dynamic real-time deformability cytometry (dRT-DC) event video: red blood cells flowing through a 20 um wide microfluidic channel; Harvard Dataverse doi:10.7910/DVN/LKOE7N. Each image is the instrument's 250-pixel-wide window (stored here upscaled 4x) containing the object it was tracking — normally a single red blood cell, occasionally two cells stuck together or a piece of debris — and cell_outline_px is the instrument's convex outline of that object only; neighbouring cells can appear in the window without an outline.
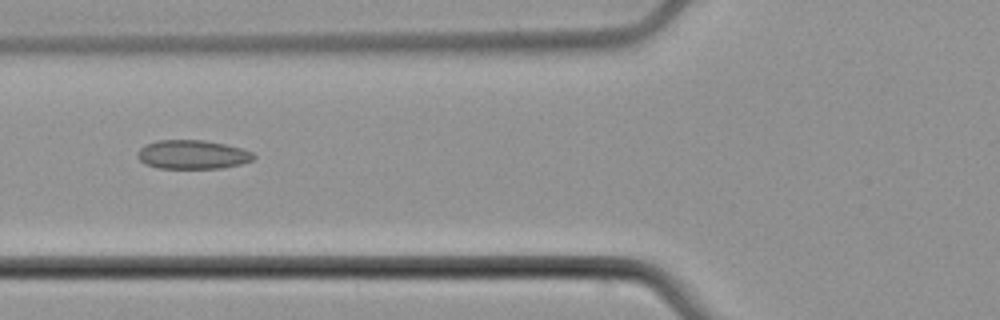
{"species": "common noctule bat (a hibernating species)", "species_latin": "Nyctalus noctula", "temperature_condition": "cold", "stored_images_in_passage": 5, "camera_frame_rate_fps": 3000, "um_per_image_px": 0.085, "animal": {"sex": "male", "body_mass_g": 21.5, "forearm_length_mm": 52.0}, "frame": {"image": 1, "passage_image": 3, "time_ms": 3.333, "image_size_px": [1000, 320], "cell_outline_px": [[256, 156], [252, 160], [240, 164], [224, 168], [156, 168], [144, 164], [136, 156], [136, 152], [144, 144], [156, 140], [204, 140], [224, 144], [240, 148], [252, 152]], "centroid_in_image_um": [16.31, 13.14], "position_along_channel_um": 109.5, "area_um2": 19.71}}
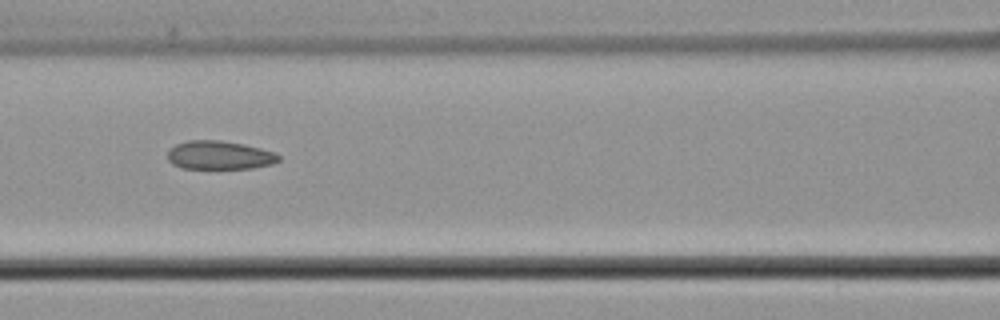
{"frame": {"image": 2, "passage_image": 4, "time_ms": 4.333, "image_size_px": [1000, 320], "cell_outline_px": [[280, 160], [272, 164], [252, 168], [180, 168], [172, 164], [168, 160], [168, 148], [176, 144], [188, 140], [220, 140], [244, 144], [276, 152], [280, 156]], "centroid_in_image_um": [18.64, 13.18], "position_along_channel_um": 148.0, "area_um2": 18.61}}
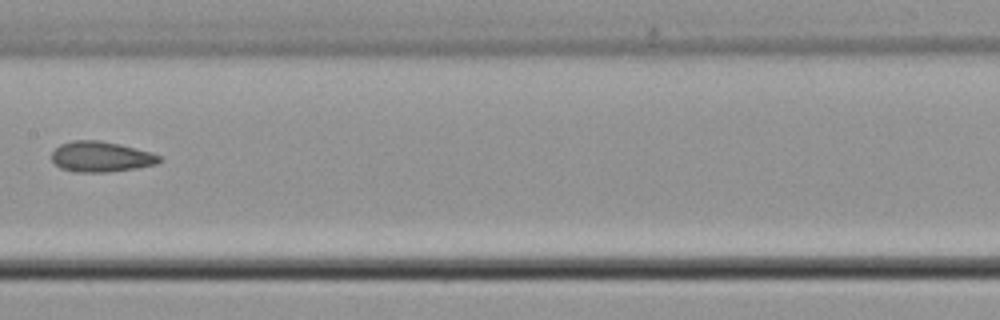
{"frame": {"image": 3, "passage_image": 5, "time_ms": 5.667, "image_size_px": [1000, 320], "cell_outline_px": [[164, 160], [156, 164], [136, 168], [104, 172], [76, 172], [60, 168], [52, 160], [52, 152], [60, 144], [72, 140], [100, 140], [120, 144], [152, 152], [160, 156]], "centroid_in_image_um": [8.6, 13.31], "position_along_channel_um": 198.8, "area_um2": 19.19}}